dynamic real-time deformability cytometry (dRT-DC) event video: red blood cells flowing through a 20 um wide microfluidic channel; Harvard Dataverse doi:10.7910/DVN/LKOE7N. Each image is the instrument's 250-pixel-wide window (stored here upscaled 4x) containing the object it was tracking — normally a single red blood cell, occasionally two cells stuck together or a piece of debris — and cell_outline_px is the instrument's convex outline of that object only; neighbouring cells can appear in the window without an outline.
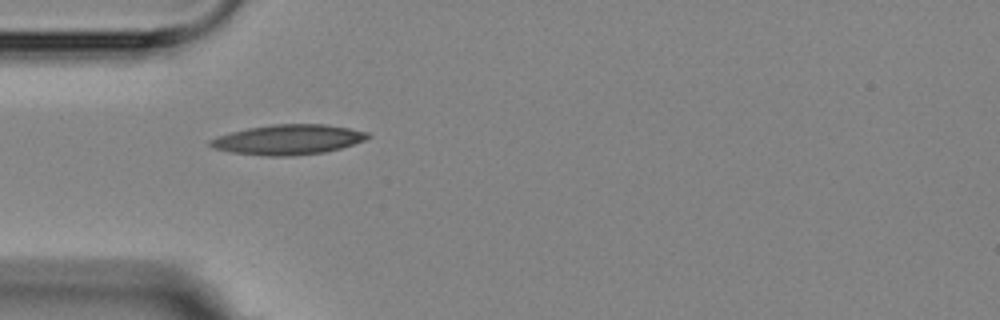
{"species": "Egyptian fruit bat (a non-hibernating species)", "species_latin": "Rousettus aegyptiacus", "temperature_condition": "room temperature", "stored_images_in_passage": 11, "camera_frame_rate_fps": 3000, "um_per_image_px": 0.085, "animal": {"sex": "female"}, "frame": {"image": 1, "passage_image": 1, "time_ms": 0.0, "image_size_px": [1000, 320], "cell_outline_px": [[372, 136], [364, 140], [340, 148], [324, 152], [292, 156], [268, 156], [232, 152], [212, 148], [208, 144], [208, 140], [216, 136], [248, 128], [272, 124], [324, 124], [348, 128], [368, 132]], "centroid_in_image_um": [24.46, 11.86], "position_along_channel_um": 60.5, "area_um2": 27.46}}
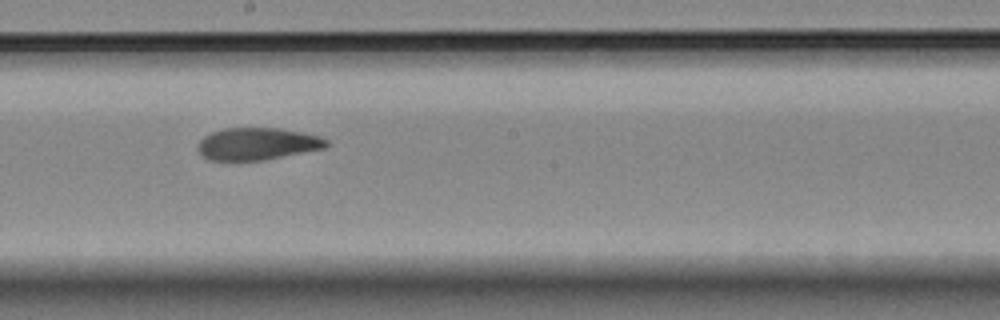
{"frame": {"image": 2, "passage_image": 5, "time_ms": 4.667, "image_size_px": [1000, 320], "cell_outline_px": [[328, 144], [324, 148], [264, 160], [208, 160], [196, 148], [196, 144], [204, 136], [212, 132], [224, 128], [280, 128], [320, 136], [328, 140]], "centroid_in_image_um": [21.84, 12.22], "position_along_channel_um": 226.4, "area_um2": 24.04}}
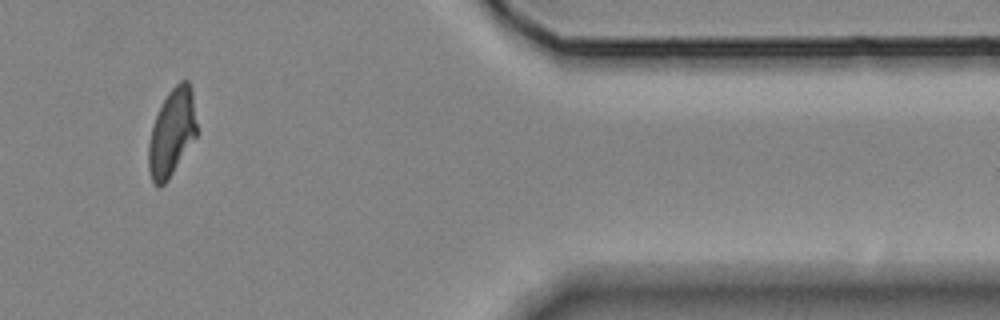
{"frame": {"image": 3, "passage_image": 9, "time_ms": 10.333, "image_size_px": [1000, 320], "cell_outline_px": [[196, 136], [168, 180], [160, 188], [152, 180], [148, 168], [148, 144], [152, 128], [156, 116], [168, 92], [180, 80], [188, 80], [192, 88], [196, 124]], "centroid_in_image_um": [14.6, 11.27], "position_along_channel_um": 396.8, "area_um2": 24.22}, "authors_computed_cell_mechanics": {"area_um2": 24.5072, "velocity_mm_per_s": 3.5837, "shape_relaxation_time_tau1_ms": 7.4759, "shape_relaxation_time_tau2_ms": 2.5837, "deformation_change_tau1": 0.1999, "deformation_change_tau2": 0.0712}}